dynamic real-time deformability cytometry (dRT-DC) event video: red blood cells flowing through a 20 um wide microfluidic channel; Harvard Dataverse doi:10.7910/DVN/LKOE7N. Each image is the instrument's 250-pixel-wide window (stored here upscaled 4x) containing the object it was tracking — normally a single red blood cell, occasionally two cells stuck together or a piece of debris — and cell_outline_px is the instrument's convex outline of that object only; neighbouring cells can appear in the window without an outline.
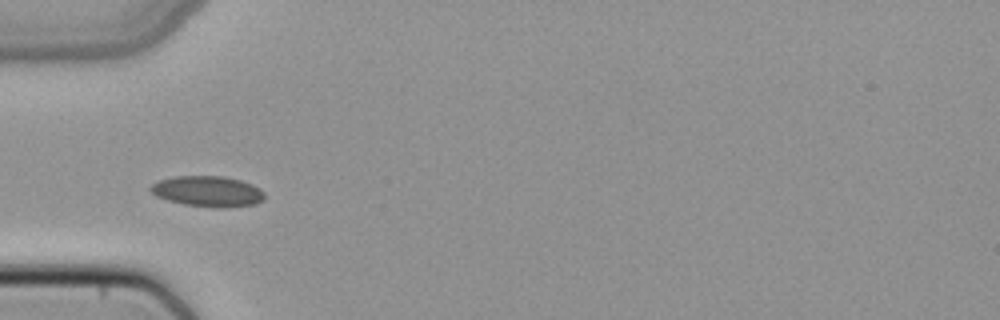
{"species": "common noctule bat (a hibernating species)", "species_latin": "Nyctalus noctula", "temperature_condition": "cold", "stored_images_in_passage": 35, "camera_frame_rate_fps": 3000, "um_per_image_px": 0.085, "animal": {"sex": "female", "body_mass_g": 22.7, "forearm_length_mm": 54.2}, "frame": {"image": 1, "passage_image": 1, "time_ms": 0.0, "image_size_px": [1000, 320], "cell_outline_px": [[264, 200], [256, 204], [224, 208], [212, 208], [184, 204], [168, 200], [156, 196], [148, 188], [152, 184], [160, 180], [176, 176], [224, 176], [240, 180], [252, 184], [260, 188], [264, 192]], "centroid_in_image_um": [17.68, 16.27], "position_along_channel_um": 67.3, "area_um2": 20.52}}
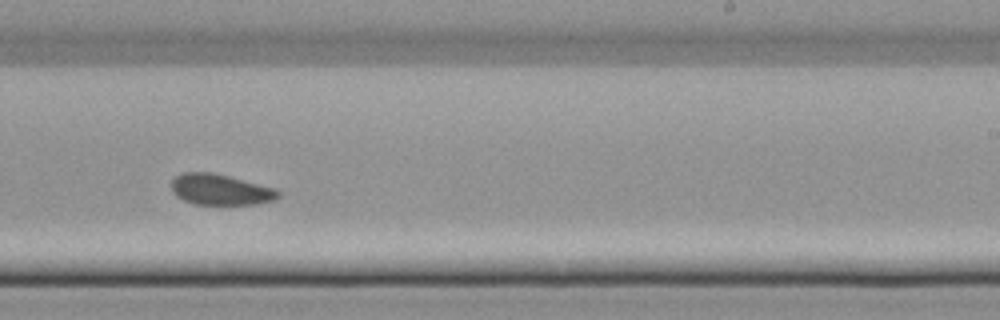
{"frame": {"image": 2, "passage_image": 16, "time_ms": 5.0, "image_size_px": [1000, 320], "cell_outline_px": [[280, 196], [272, 200], [256, 204], [196, 204], [184, 200], [176, 196], [172, 192], [172, 180], [176, 176], [184, 172], [212, 172], [276, 188], [280, 192]], "centroid_in_image_um": [18.73, 16.11], "position_along_channel_um": 270.3, "area_um2": 19.07}}
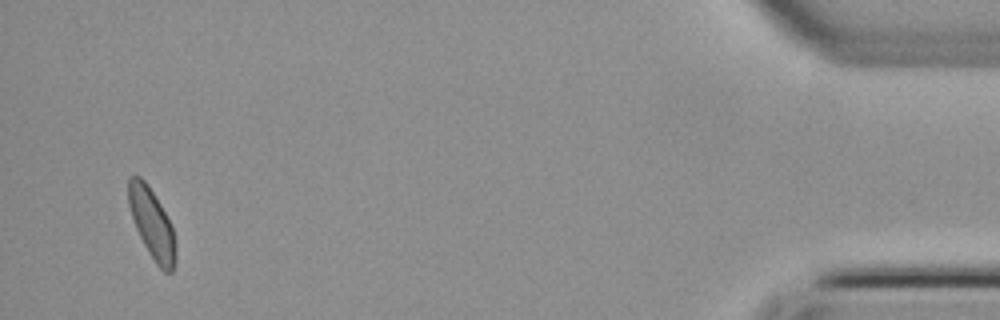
{"frame": {"image": 3, "passage_image": 33, "time_ms": 10.667, "image_size_px": [1000, 320], "cell_outline_px": [[176, 260], [172, 272], [164, 272], [156, 264], [148, 252], [136, 228], [128, 204], [128, 176], [140, 176], [144, 180], [160, 204], [172, 228], [176, 244]], "centroid_in_image_um": [12.91, 19.03], "position_along_channel_um": 422.3, "area_um2": 18.96}}